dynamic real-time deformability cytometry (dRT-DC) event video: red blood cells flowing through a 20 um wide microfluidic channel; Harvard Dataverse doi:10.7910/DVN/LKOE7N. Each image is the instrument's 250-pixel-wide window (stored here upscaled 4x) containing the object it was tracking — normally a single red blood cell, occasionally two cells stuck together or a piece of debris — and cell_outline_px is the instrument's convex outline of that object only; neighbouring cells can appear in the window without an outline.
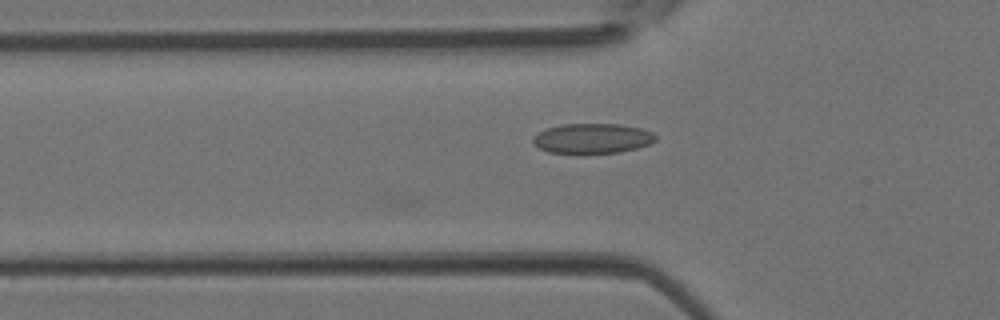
{"species": "Egyptian fruit bat (a non-hibernating species)", "species_latin": "Rousettus aegyptiacus", "temperature_condition": "room temperature", "stored_images_in_passage": 4, "segment_of_instrument_passage": [1, 2], "camera_frame_rate_fps": 3000, "um_per_image_px": 0.085, "animal": {"sex": "female"}, "frame": {"image": 1, "passage_image": 3, "time_ms": 0.667, "image_size_px": [1000, 320], "cell_outline_px": [[656, 140], [648, 144], [636, 148], [620, 152], [576, 156], [548, 152], [540, 148], [532, 140], [532, 136], [548, 128], [560, 124], [620, 124], [640, 128], [652, 132], [656, 136]], "centroid_in_image_um": [50.32, 11.8], "position_along_channel_um": 75.5, "area_um2": 22.02}}